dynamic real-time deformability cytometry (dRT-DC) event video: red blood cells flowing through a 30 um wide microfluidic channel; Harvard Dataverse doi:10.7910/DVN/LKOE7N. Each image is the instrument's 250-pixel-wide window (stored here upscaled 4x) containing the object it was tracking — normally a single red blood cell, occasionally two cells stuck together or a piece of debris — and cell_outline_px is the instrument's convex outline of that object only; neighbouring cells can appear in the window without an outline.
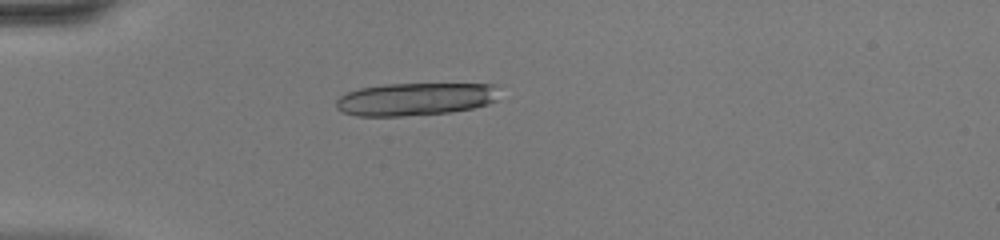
{"species": "common noctule bat (a hibernating species)", "species_latin": "Nyctalus noctula", "temperature_condition": "warm", "stored_images_in_passage": 47, "camera_frame_rate_fps": 3000, "um_per_image_px": 0.085, "animal": {"sex": "female", "body_mass_g": 20.0, "forearm_length_mm": 54.0}, "frame": {"image": 1, "passage_image": 14, "time_ms": 4.333, "image_size_px": [1000, 240], "cell_outline_px": [[496, 100], [488, 104], [472, 108], [452, 112], [404, 116], [356, 116], [340, 112], [336, 108], [336, 100], [340, 96], [348, 92], [360, 88], [384, 84], [496, 84]], "centroid_in_image_um": [35.26, 8.43], "position_along_channel_um": 49.7, "area_um2": 31.21}}
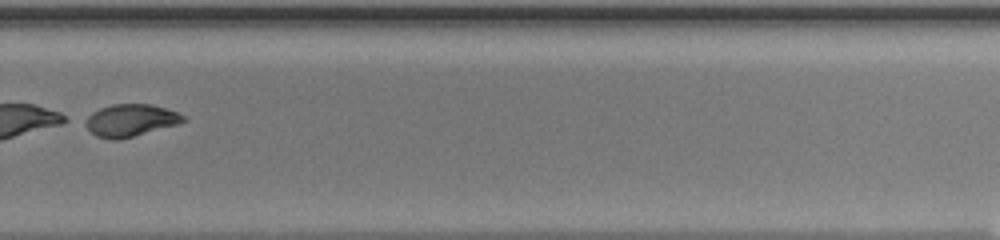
{"frame": {"image": 2, "passage_image": 34, "time_ms": 11.0, "image_size_px": [1000, 240], "cell_outline_px": [[188, 120], [176, 124], [120, 140], [112, 140], [96, 136], [80, 120], [92, 112], [100, 108], [112, 104], [152, 104], [176, 112], [184, 116]], "centroid_in_image_um": [11.02, 10.23], "position_along_channel_um": 318.8, "area_um2": 18.44}}